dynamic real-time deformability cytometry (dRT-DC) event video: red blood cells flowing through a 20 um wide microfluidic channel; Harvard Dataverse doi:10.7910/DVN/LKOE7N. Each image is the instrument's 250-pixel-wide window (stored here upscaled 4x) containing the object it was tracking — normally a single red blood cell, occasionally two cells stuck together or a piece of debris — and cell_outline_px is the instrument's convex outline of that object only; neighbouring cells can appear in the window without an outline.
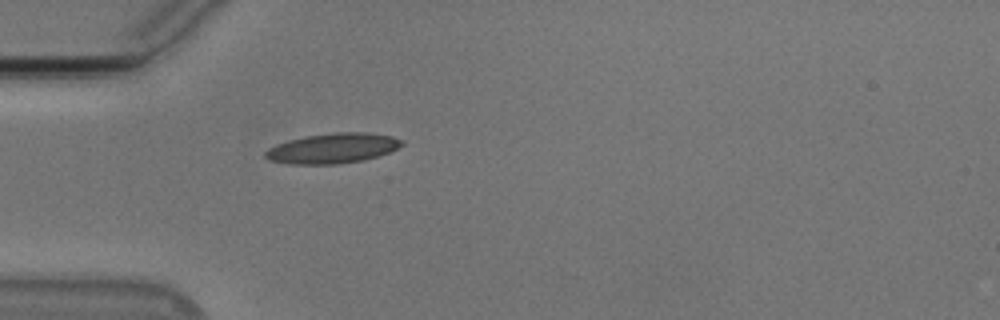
{"species": "Egyptian fruit bat (a non-hibernating species)", "species_latin": "Rousettus aegyptiacus", "temperature_condition": "cold", "stored_images_in_passage": 39, "camera_frame_rate_fps": 3000, "um_per_image_px": 0.085, "animal": {"sex": "male"}, "frame": {"image": 1, "passage_image": 1, "time_ms": 0.0, "image_size_px": [1000, 320], "cell_outline_px": [[404, 144], [388, 152], [376, 156], [360, 160], [336, 164], [292, 164], [268, 160], [264, 156], [264, 152], [268, 148], [276, 144], [288, 140], [308, 136], [336, 132], [364, 132], [392, 136], [404, 140]], "centroid_in_image_um": [28.25, 12.6], "position_along_channel_um": 56.8, "area_um2": 23.7}}
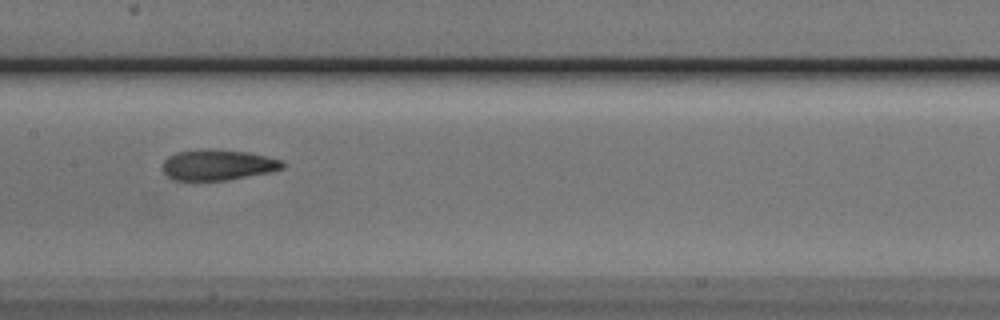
{"frame": {"image": 2, "passage_image": 12, "time_ms": 3.667, "image_size_px": [1000, 320], "cell_outline_px": [[284, 168], [268, 172], [224, 180], [172, 180], [164, 172], [164, 160], [168, 156], [176, 152], [200, 148], [212, 148], [248, 152], [280, 160], [284, 164]], "centroid_in_image_um": [18.46, 13.99], "position_along_channel_um": 188.9, "area_um2": 21.33}}
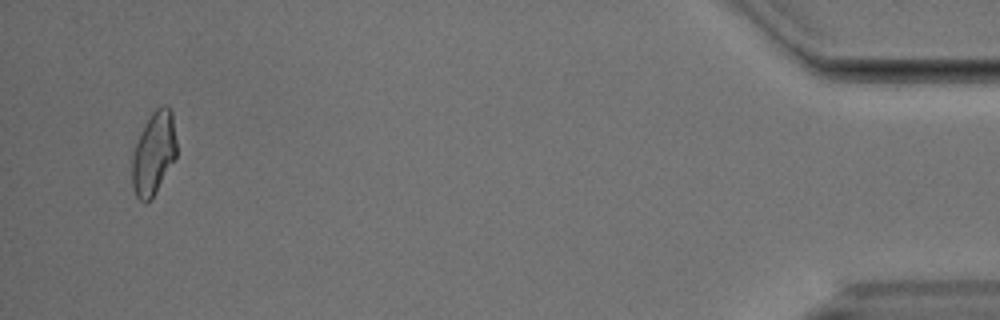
{"frame": {"image": 3, "passage_image": 37, "time_ms": 12.0, "image_size_px": [1000, 320], "cell_outline_px": [[176, 156], [152, 200], [148, 204], [144, 204], [136, 196], [132, 184], [132, 152], [152, 112], [156, 108], [164, 104], [172, 112], [176, 140]], "centroid_in_image_um": [13.06, 13.09], "position_along_channel_um": 422.1, "area_um2": 21.39}, "authors_computed_cell_mechanics": {"area_um2": 21.5594, "velocity_mm_per_s": 3.7691, "shape_relaxation_time_tau1_ms": 5.5129, "shape_relaxation_time_tau2_ms": 4.2888, "deformation_change_tau1": 0.1635, "deformation_change_tau2": 0.0853}}